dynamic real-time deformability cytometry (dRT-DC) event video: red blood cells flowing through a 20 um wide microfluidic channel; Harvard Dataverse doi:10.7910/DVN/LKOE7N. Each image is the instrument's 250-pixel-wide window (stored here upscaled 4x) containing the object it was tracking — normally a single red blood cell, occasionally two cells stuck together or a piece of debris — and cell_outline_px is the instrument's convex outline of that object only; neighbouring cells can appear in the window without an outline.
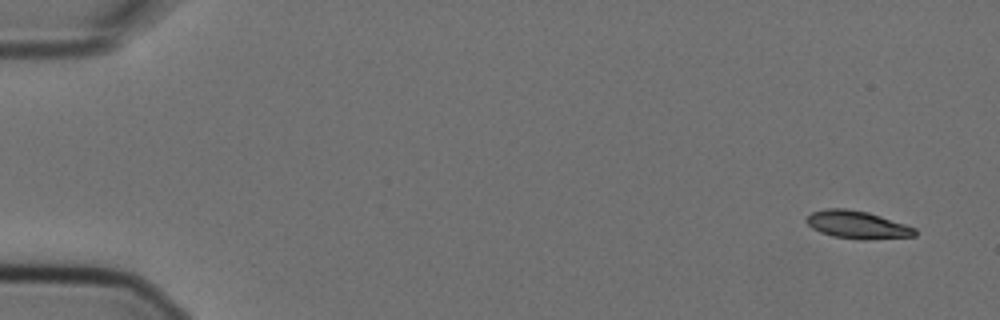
{"species": "Egyptian fruit bat (a non-hibernating species)", "species_latin": "Rousettus aegyptiacus", "temperature_condition": "cold", "stored_images_in_passage": 4, "camera_frame_rate_fps": 3000, "um_per_image_px": 0.085, "animal": {"sex": "female"}, "frame": {"image": 1, "passage_image": 1, "time_ms": 0.0, "image_size_px": [1000, 320], "cell_outline_px": [[916, 236], [864, 240], [860, 240], [832, 236], [820, 232], [812, 228], [804, 220], [812, 212], [824, 208], [844, 208], [868, 212], [916, 228]], "centroid_in_image_um": [72.84, 19.11], "position_along_channel_um": 12.2, "area_um2": 17.57}}